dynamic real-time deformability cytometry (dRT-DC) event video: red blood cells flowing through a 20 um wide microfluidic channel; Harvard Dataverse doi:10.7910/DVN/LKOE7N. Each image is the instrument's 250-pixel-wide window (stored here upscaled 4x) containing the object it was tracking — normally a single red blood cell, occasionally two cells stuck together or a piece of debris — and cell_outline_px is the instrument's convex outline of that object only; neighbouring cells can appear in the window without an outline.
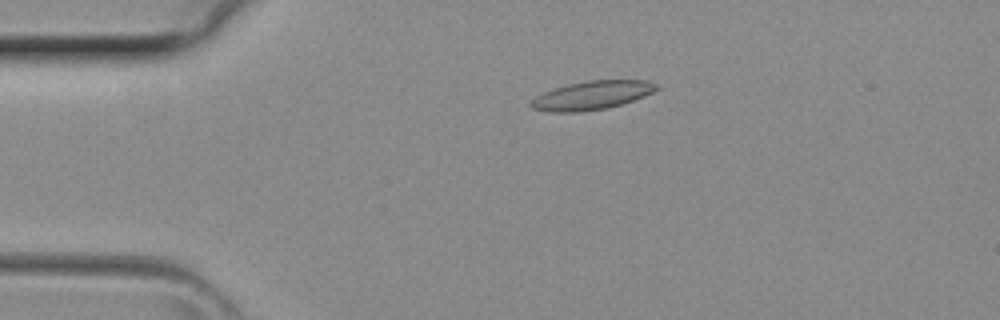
{"species": "common noctule bat (a hibernating species)", "species_latin": "Nyctalus noctula", "temperature_condition": "room temperature", "stored_images_in_passage": 42, "camera_frame_rate_fps": 3000, "um_per_image_px": 0.085, "animal": {"sex": "female", "body_mass_g": 29.2, "forearm_length_mm": 56.3}, "frame": {"image": 1, "passage_image": 9, "time_ms": 2.667, "image_size_px": [1000, 320], "cell_outline_px": [[660, 88], [644, 96], [608, 108], [580, 112], [548, 112], [532, 108], [528, 104], [536, 96], [544, 92], [568, 84], [588, 80], [648, 80], [660, 84]], "centroid_in_image_um": [50.33, 8.1], "position_along_channel_um": 34.7, "area_um2": 20.98}}
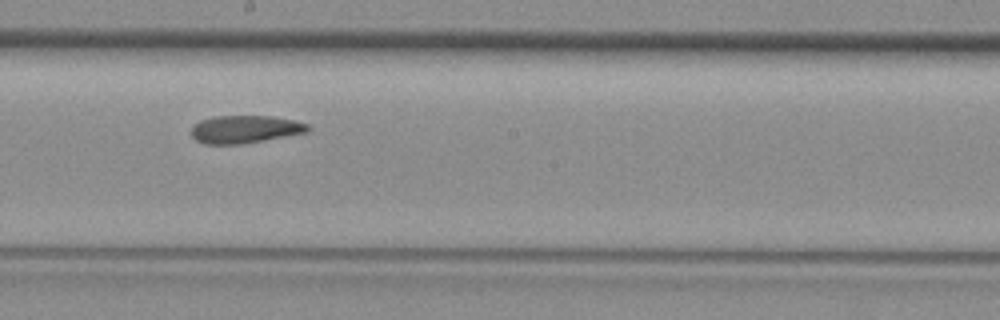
{"frame": {"image": 2, "passage_image": 23, "time_ms": 7.333, "image_size_px": [1000, 320], "cell_outline_px": [[312, 128], [308, 132], [240, 144], [204, 144], [196, 140], [192, 136], [192, 128], [200, 120], [216, 116], [272, 116], [296, 120], [308, 124]], "centroid_in_image_um": [20.86, 10.98], "position_along_channel_um": 227.3, "area_um2": 18.79}}
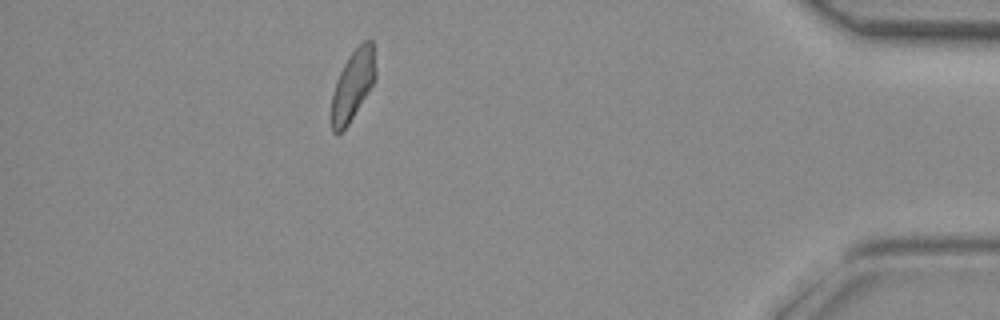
{"frame": {"image": 3, "passage_image": 37, "time_ms": 12.0, "image_size_px": [1000, 320], "cell_outline_px": [[376, 80], [348, 124], [340, 132], [332, 132], [332, 92], [336, 80], [348, 56], [364, 40], [372, 40], [376, 68]], "centroid_in_image_um": [30.01, 7.2], "position_along_channel_um": 405.2, "area_um2": 17.86}}